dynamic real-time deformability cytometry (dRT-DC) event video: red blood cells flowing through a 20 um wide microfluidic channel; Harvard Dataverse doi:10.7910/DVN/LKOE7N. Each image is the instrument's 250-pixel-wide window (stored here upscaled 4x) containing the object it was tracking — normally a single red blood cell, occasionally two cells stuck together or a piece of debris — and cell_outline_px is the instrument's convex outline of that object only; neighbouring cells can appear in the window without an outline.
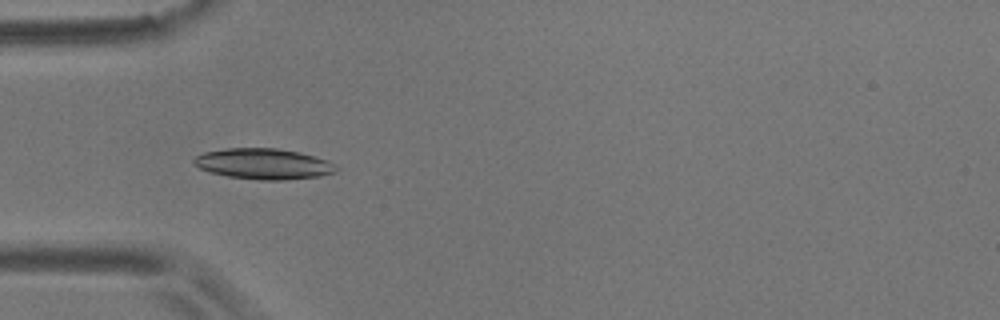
{"species": "common noctule bat (a hibernating species)", "species_latin": "Nyctalus noctula", "temperature_condition": "room temperature", "stored_images_in_passage": 29, "camera_frame_rate_fps": 3000, "um_per_image_px": 0.085, "animal": {"sex": "male", "body_mass_g": 17.9}, "frame": {"image": 1, "passage_image": 5, "time_ms": 1.333, "image_size_px": [1000, 320], "cell_outline_px": [[340, 168], [336, 172], [320, 176], [284, 180], [260, 180], [228, 176], [208, 172], [192, 164], [192, 160], [196, 156], [204, 152], [228, 148], [276, 148], [300, 152], [328, 160], [336, 164]], "centroid_in_image_um": [22.42, 13.93], "position_along_channel_um": 62.6, "area_um2": 25.72}}
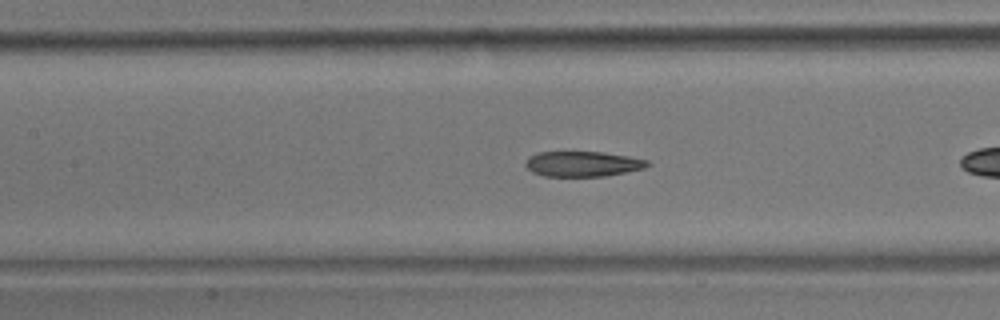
{"frame": {"image": 2, "passage_image": 10, "time_ms": 3.0, "image_size_px": [1000, 320], "cell_outline_px": [[648, 164], [644, 168], [604, 176], [544, 176], [532, 172], [524, 164], [528, 156], [536, 152], [604, 152], [628, 156], [648, 160]], "centroid_in_image_um": [49.47, 13.92], "position_along_channel_um": 157.9, "area_um2": 17.86}}
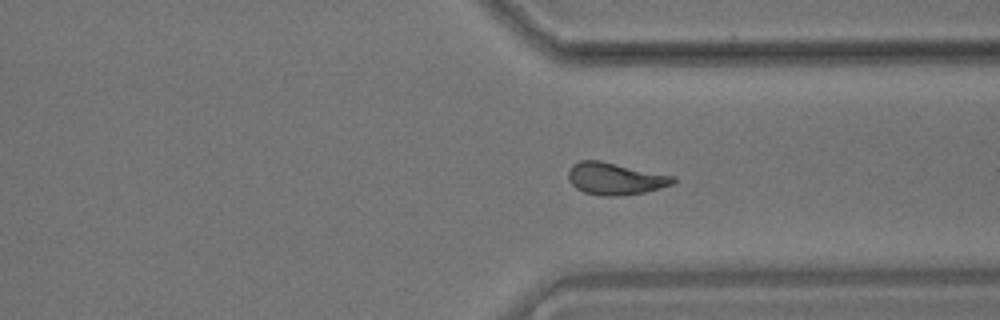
{"frame": {"image": 3, "passage_image": 27, "time_ms": 8.667, "image_size_px": [1000, 320], "cell_outline_px": [[676, 180], [672, 184], [660, 188], [644, 192], [620, 196], [600, 196], [584, 192], [576, 188], [568, 180], [568, 172], [572, 164], [580, 160], [600, 160], [676, 176]], "centroid_in_image_um": [52.28, 15.18], "position_along_channel_um": 359.1, "area_um2": 19.77}}